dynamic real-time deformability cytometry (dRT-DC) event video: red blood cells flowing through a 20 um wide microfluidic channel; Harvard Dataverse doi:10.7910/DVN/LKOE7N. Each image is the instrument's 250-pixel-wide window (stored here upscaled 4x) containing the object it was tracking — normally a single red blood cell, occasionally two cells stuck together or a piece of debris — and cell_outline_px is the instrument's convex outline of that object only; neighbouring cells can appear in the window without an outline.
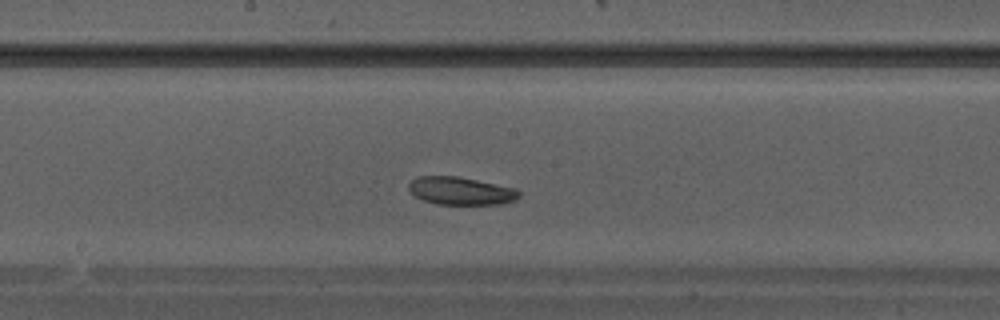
{"species": "Egyptian fruit bat (a non-hibernating species)", "species_latin": "Rousettus aegyptiacus", "temperature_condition": "warm", "stored_images_in_passage": 31, "camera_frame_rate_fps": 3000, "um_per_image_px": 0.085, "animal": {"sex": "male"}, "frame": {"image": 1, "passage_image": 14, "time_ms": 4.333, "image_size_px": [1000, 320], "cell_outline_px": [[520, 196], [512, 200], [500, 204], [436, 204], [424, 200], [416, 196], [408, 188], [408, 184], [412, 180], [420, 176], [456, 176], [516, 188], [520, 192]], "centroid_in_image_um": [39.16, 16.22], "position_along_channel_um": 209.0, "area_um2": 17.63}}